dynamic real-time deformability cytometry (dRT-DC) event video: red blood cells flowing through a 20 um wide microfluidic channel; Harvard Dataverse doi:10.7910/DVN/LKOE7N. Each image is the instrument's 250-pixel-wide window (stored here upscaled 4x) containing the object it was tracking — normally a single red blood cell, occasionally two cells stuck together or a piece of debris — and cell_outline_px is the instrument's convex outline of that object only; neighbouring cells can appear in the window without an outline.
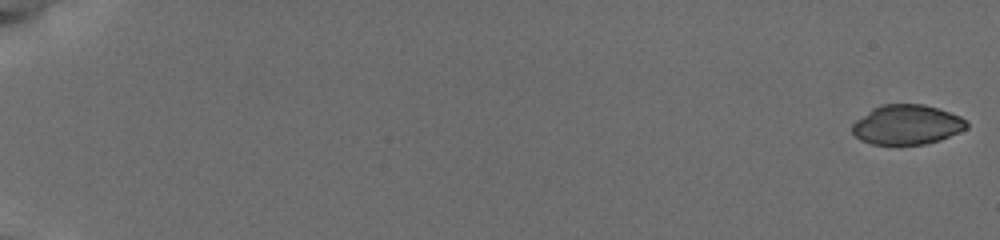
{"species": "common noctule bat (a hibernating species)", "species_latin": "Nyctalus noctula", "temperature_condition": "cold", "stored_images_in_passage": 57, "camera_frame_rate_fps": 3000, "um_per_image_px": 0.085, "animal": {"sex": "female", "body_mass_g": 19.5, "forearm_length_mm": 54.1}, "frame": {"image": 1, "passage_image": 1, "time_ms": 0.0, "image_size_px": [1000, 240], "cell_outline_px": [[968, 128], [940, 140], [924, 144], [872, 144], [860, 140], [852, 132], [852, 124], [856, 120], [872, 108], [880, 104], [924, 104], [940, 108], [960, 116], [968, 120]], "centroid_in_image_um": [77.11, 10.58], "position_along_channel_um": 7.9, "area_um2": 26.65}}
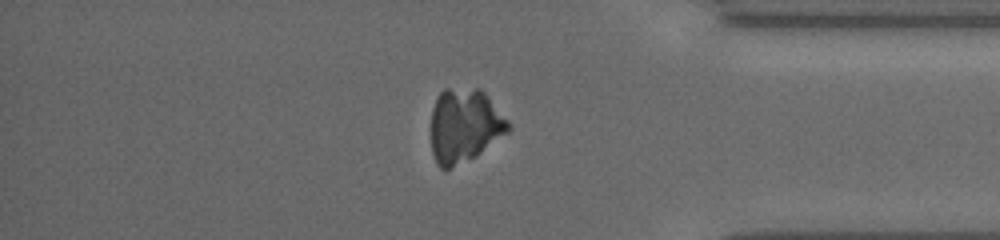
{"frame": {"image": 2, "passage_image": 49, "time_ms": 16.0, "image_size_px": [1000, 240], "cell_outline_px": [[512, 128], [508, 132], [476, 156], [444, 172], [436, 164], [432, 152], [432, 108], [436, 96], [444, 88], [480, 88], [488, 96], [512, 124]], "centroid_in_image_um": [39.49, 10.68], "position_along_channel_um": 395.7, "area_um2": 33.7}}
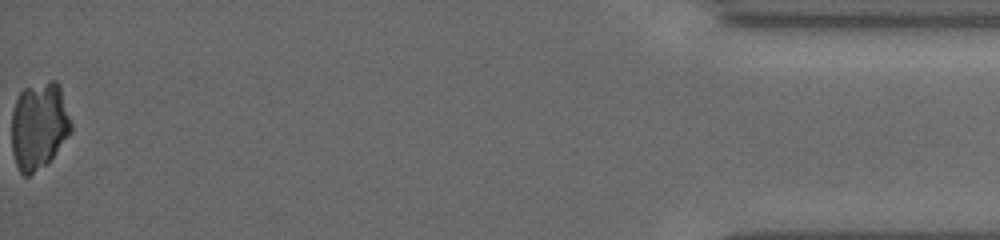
{"frame": {"image": 3, "passage_image": 57, "time_ms": 18.667, "image_size_px": [1000, 240], "cell_outline_px": [[72, 132], [52, 156], [44, 164], [28, 176], [24, 176], [20, 172], [16, 164], [12, 152], [12, 112], [16, 100], [20, 92], [24, 88], [48, 80], [56, 80], [60, 84], [72, 124]], "centroid_in_image_um": [3.32, 10.64], "position_along_channel_um": 431.9, "area_um2": 30.23}}